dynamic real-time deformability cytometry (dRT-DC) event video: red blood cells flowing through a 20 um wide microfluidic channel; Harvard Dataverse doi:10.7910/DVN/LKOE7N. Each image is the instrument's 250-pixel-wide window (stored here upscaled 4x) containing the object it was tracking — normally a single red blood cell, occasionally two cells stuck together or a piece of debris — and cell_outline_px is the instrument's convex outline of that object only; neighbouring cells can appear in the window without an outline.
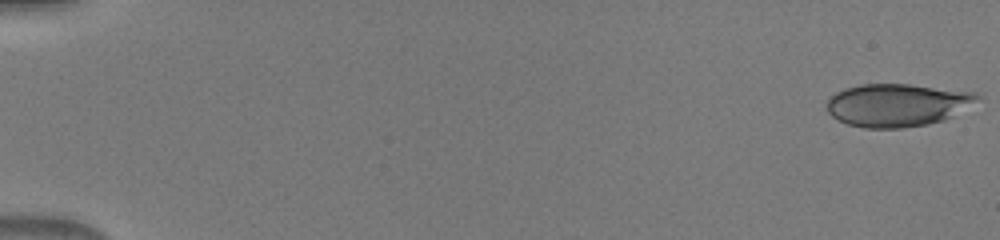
{"species": "human", "species_latin": "Homo sapiens", "temperature_condition": "warm", "stored_images_in_passage": 50, "camera_frame_rate_fps": 3000, "um_per_image_px": 0.085, "donor": {"sex": "male"}, "frame": {"image": 1, "passage_image": 1, "time_ms": 0.0, "image_size_px": [1000, 240], "cell_outline_px": [[984, 96], [952, 116], [944, 120], [928, 124], [900, 128], [864, 128], [848, 124], [832, 116], [828, 112], [824, 104], [828, 96], [844, 88], [860, 84], [908, 84], [976, 92]], "centroid_in_image_um": [76.23, 8.92], "position_along_channel_um": 8.8, "area_um2": 37.8}}
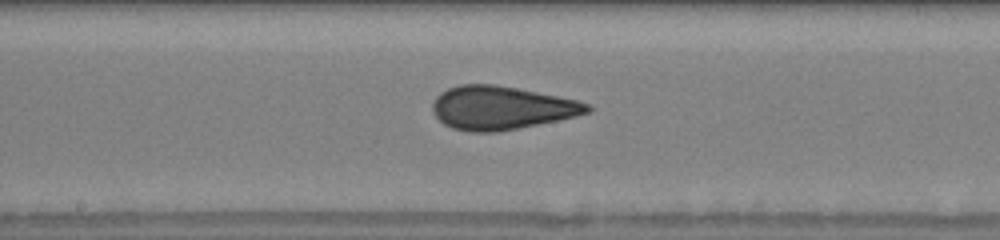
{"frame": {"image": 2, "passage_image": 28, "time_ms": 9.0, "image_size_px": [1000, 240], "cell_outline_px": [[592, 112], [576, 116], [496, 132], [468, 132], [452, 128], [444, 124], [432, 112], [432, 104], [436, 96], [440, 92], [448, 88], [460, 84], [496, 84], [576, 100], [592, 104]], "centroid_in_image_um": [42.59, 9.16], "position_along_channel_um": 205.6, "area_um2": 39.02}}
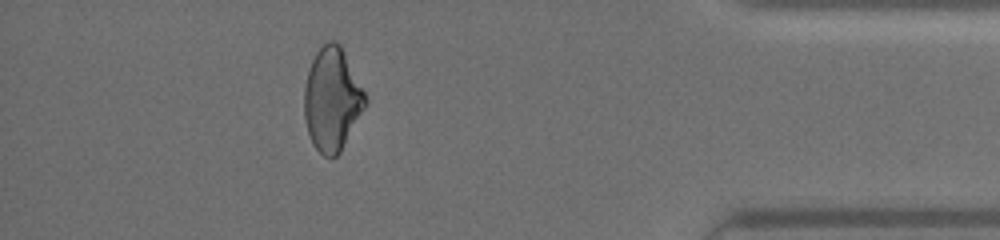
{"frame": {"image": 3, "passage_image": 45, "time_ms": 14.667, "image_size_px": [1000, 240], "cell_outline_px": [[368, 100], [364, 108], [340, 152], [336, 156], [324, 156], [312, 144], [308, 132], [304, 116], [304, 88], [308, 72], [312, 60], [316, 52], [328, 40], [336, 40], [340, 44]], "centroid_in_image_um": [28.21, 8.44], "position_along_channel_um": 407.0, "area_um2": 36.18}}